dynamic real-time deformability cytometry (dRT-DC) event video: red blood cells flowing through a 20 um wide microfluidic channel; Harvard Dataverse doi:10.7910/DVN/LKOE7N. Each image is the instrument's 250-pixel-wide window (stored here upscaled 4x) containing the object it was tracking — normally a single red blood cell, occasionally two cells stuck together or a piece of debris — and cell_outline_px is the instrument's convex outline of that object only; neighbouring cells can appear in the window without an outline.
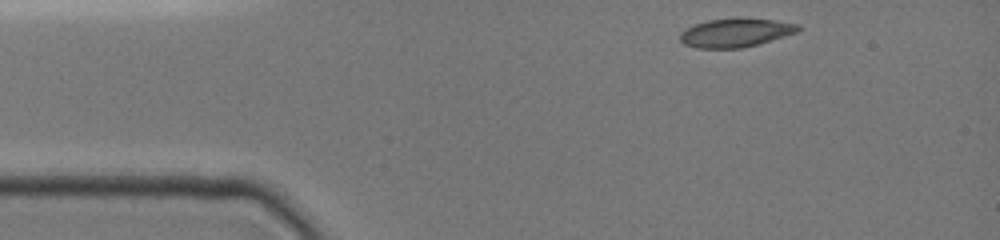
{"species": "common noctule bat (a hibernating species)", "species_latin": "Nyctalus noctula", "temperature_condition": "cold", "stored_images_in_passage": 36, "camera_frame_rate_fps": 3000, "um_per_image_px": 0.085, "animal": {"sex": "female", "body_mass_g": 19.0, "forearm_length_mm": 51.5}, "frame": {"image": 1, "passage_image": 1, "time_ms": 0.0, "image_size_px": [1000, 240], "cell_outline_px": [[800, 28], [796, 32], [760, 44], [744, 48], [696, 48], [684, 44], [680, 40], [680, 32], [696, 24], [708, 20], [776, 20], [800, 24]], "centroid_in_image_um": [62.52, 2.82], "position_along_channel_um": 22.5, "area_um2": 19.13}}
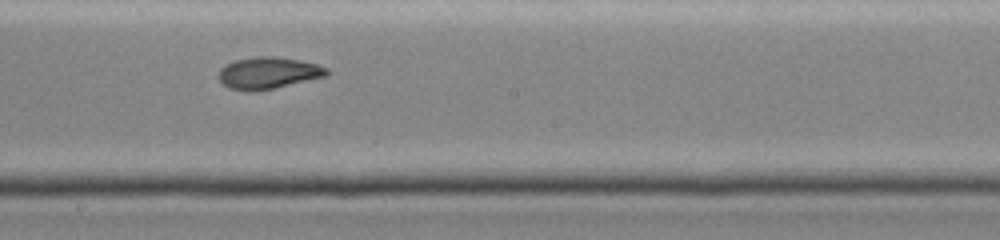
{"frame": {"image": 2, "passage_image": 21, "time_ms": 6.667, "image_size_px": [1000, 240], "cell_outline_px": [[328, 72], [324, 76], [272, 88], [228, 88], [220, 80], [220, 68], [224, 64], [236, 60], [256, 56], [276, 56], [300, 60], [316, 64], [328, 68]], "centroid_in_image_um": [22.81, 6.14], "position_along_channel_um": 225.4, "area_um2": 19.07}}
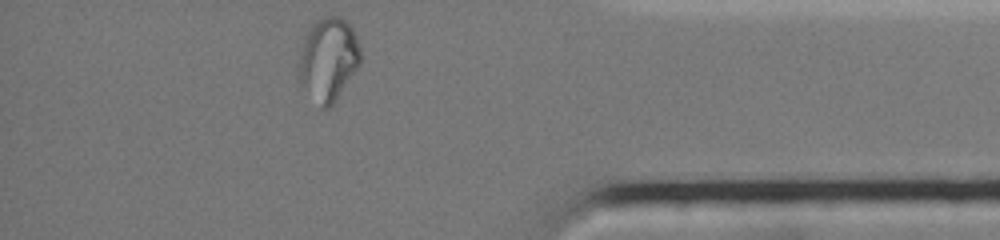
{"frame": {"image": 3, "passage_image": 36, "time_ms": 11.667, "image_size_px": [1000, 240], "cell_outline_px": [[360, 64], [332, 108], [320, 108], [300, 80], [300, 44], [312, 24], [316, 20], [324, 16], [340, 16], [352, 28], [356, 36], [360, 48]], "centroid_in_image_um": [27.93, 5.04], "position_along_channel_um": 407.3, "area_um2": 29.82}}